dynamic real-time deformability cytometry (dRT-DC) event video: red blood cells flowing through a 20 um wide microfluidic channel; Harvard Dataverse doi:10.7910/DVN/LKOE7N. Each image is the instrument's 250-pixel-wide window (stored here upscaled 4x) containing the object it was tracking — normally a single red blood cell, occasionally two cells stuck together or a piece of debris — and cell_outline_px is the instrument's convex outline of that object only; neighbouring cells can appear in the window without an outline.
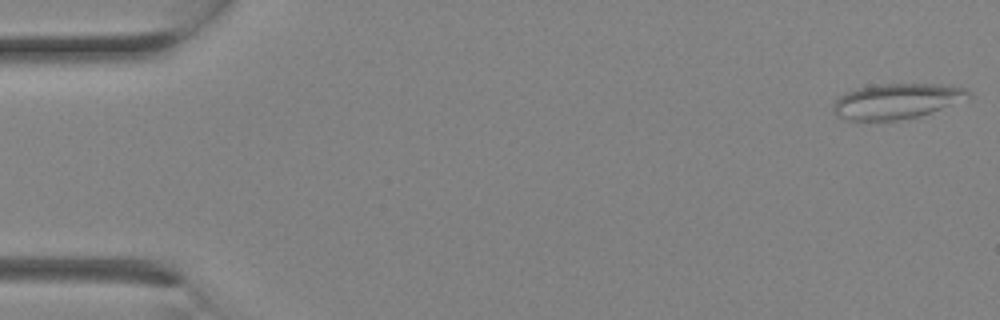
{"species": "Egyptian fruit bat (a non-hibernating species)", "species_latin": "Rousettus aegyptiacus", "temperature_condition": "room temperature", "stored_images_in_passage": 14, "camera_frame_rate_fps": 3000, "um_per_image_px": 0.085, "animal": {"sex": "female"}, "frame": {"image": 1, "passage_image": 1, "time_ms": 0.0, "image_size_px": [1000, 320], "cell_outline_px": [[972, 96], [968, 100], [916, 116], [896, 120], [848, 120], [836, 116], [832, 112], [832, 104], [840, 96], [856, 88], [880, 84], [940, 84], [964, 88], [972, 92]], "centroid_in_image_um": [76.22, 8.59], "position_along_channel_um": 8.8, "area_um2": 27.74}}
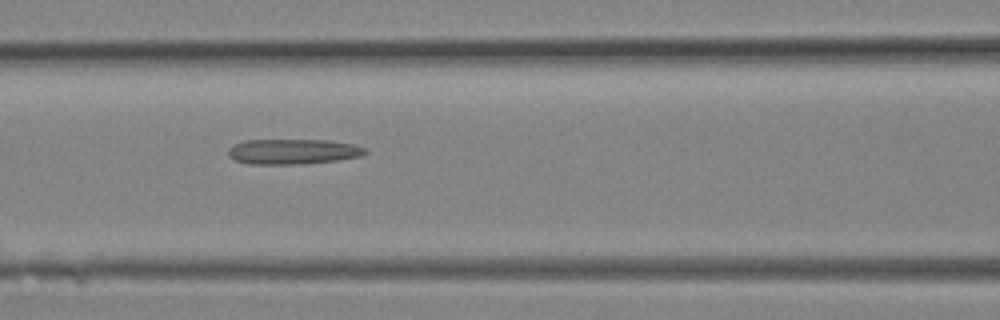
{"frame": {"image": 2, "passage_image": 11, "time_ms": 3.333, "image_size_px": [1000, 320], "cell_outline_px": [[368, 152], [360, 156], [336, 160], [304, 164], [248, 164], [236, 160], [228, 156], [228, 148], [232, 144], [244, 140], [328, 140], [352, 144], [364, 148]], "centroid_in_image_um": [24.84, 12.88], "position_along_channel_um": 141.8, "area_um2": 20.17}}
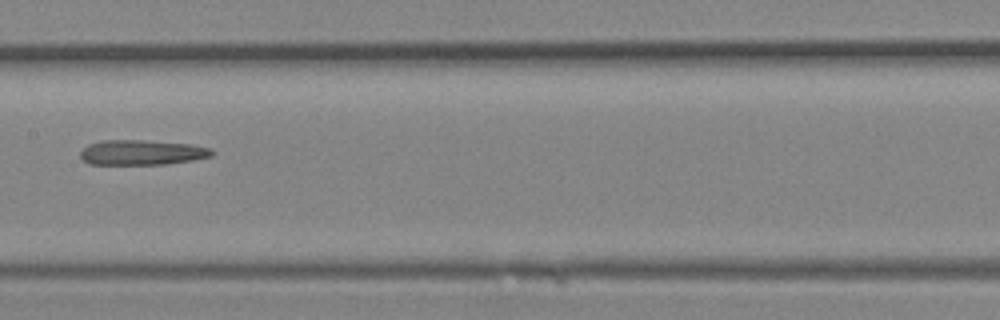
{"frame": {"image": 3, "passage_image": 13, "time_ms": 4.0, "image_size_px": [1000, 320], "cell_outline_px": [[216, 152], [212, 156], [192, 160], [164, 164], [88, 164], [80, 156], [80, 152], [88, 144], [100, 140], [140, 140], [192, 144], [212, 148]], "centroid_in_image_um": [12.08, 12.95], "position_along_channel_um": 195.3, "area_um2": 19.25}}